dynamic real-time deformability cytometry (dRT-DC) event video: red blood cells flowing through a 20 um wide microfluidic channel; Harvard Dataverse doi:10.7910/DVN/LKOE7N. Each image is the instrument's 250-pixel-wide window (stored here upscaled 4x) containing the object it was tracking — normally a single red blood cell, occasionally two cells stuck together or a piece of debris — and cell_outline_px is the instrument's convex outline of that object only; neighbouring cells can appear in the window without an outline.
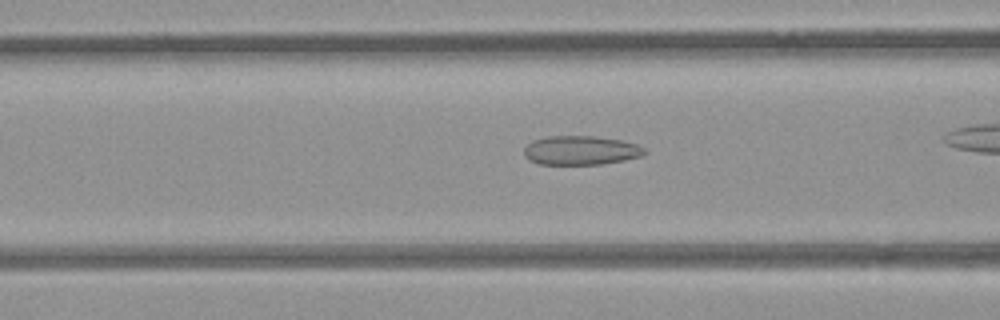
{"species": "common noctule bat (a hibernating species)", "species_latin": "Nyctalus noctula", "temperature_condition": "room temperature", "stored_images_in_passage": 41, "camera_frame_rate_fps": 3000, "um_per_image_px": 0.085, "animal": {"sex": "female", "body_mass_g": 21.9}, "frame": {"image": 1, "passage_image": 20, "time_ms": 6.333, "image_size_px": [1000, 320], "cell_outline_px": [[648, 152], [640, 156], [624, 160], [600, 164], [540, 164], [528, 160], [524, 156], [524, 148], [532, 140], [548, 136], [592, 136], [620, 140], [636, 144], [644, 148]], "centroid_in_image_um": [49.33, 12.78], "position_along_channel_um": 117.3, "area_um2": 20.35}}
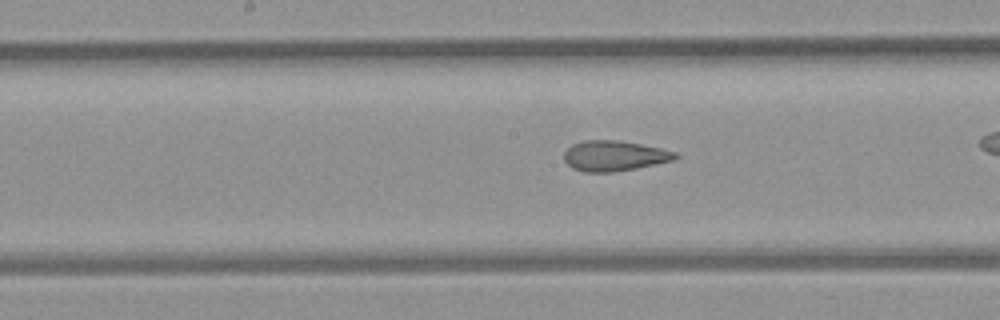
{"frame": {"image": 2, "passage_image": 26, "time_ms": 8.333, "image_size_px": [1000, 320], "cell_outline_px": [[680, 156], [672, 160], [636, 168], [612, 172], [584, 172], [572, 168], [564, 160], [564, 152], [572, 144], [584, 140], [616, 140], [640, 144], [660, 148], [676, 152]], "centroid_in_image_um": [52.18, 13.24], "position_along_channel_um": 196.0, "area_um2": 19.54}}
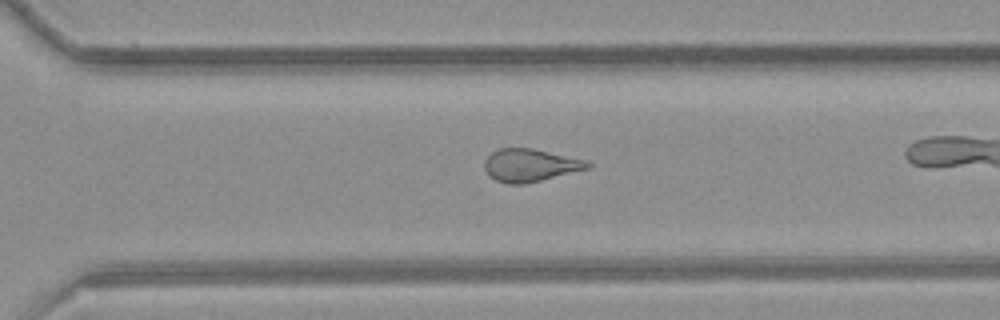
{"frame": {"image": 3, "passage_image": 36, "time_ms": 11.667, "image_size_px": [1000, 320], "cell_outline_px": [[592, 168], [524, 184], [508, 184], [496, 180], [484, 168], [484, 160], [492, 152], [500, 148], [532, 148], [588, 160], [592, 164]], "centroid_in_image_um": [45.11, 14.04], "position_along_channel_um": 325.5, "area_um2": 19.71}}